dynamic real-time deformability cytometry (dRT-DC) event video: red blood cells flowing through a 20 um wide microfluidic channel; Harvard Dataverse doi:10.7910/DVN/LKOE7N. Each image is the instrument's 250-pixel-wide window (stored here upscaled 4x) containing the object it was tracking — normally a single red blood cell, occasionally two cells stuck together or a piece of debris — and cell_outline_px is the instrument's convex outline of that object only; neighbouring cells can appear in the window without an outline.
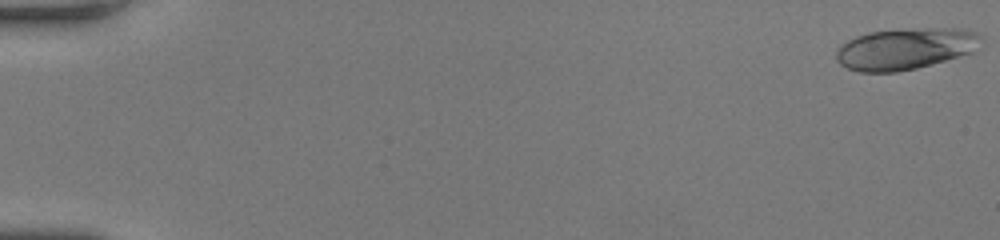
{"species": "human", "species_latin": "Homo sapiens", "temperature_condition": "room temperature", "stored_images_in_passage": 57, "camera_frame_rate_fps": 3000, "um_per_image_px": 0.085, "donor": {"sex": "female"}, "frame": {"image": 1, "passage_image": 1, "time_ms": 0.0, "image_size_px": [1000, 240], "cell_outline_px": [[984, 44], [972, 52], [932, 64], [916, 68], [896, 72], [860, 72], [848, 68], [840, 64], [836, 60], [836, 52], [840, 44], [856, 36], [868, 32], [900, 28], [968, 28], [984, 36]], "centroid_in_image_um": [77.01, 4.12], "position_along_channel_um": 8.0, "area_um2": 35.72}}
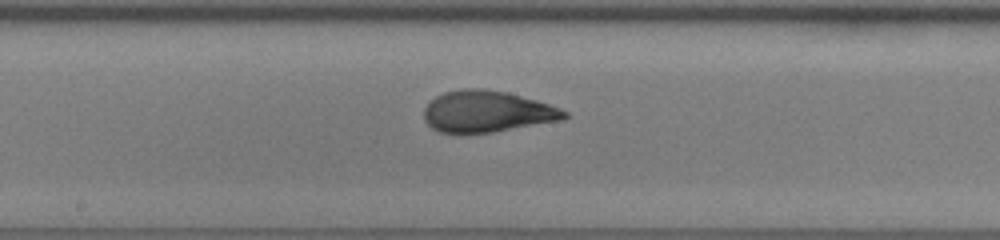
{"frame": {"image": 2, "passage_image": 32, "time_ms": 10.333, "image_size_px": [1000, 240], "cell_outline_px": [[568, 116], [564, 120], [492, 132], [440, 132], [432, 128], [424, 120], [424, 108], [436, 96], [444, 92], [460, 88], [484, 88], [508, 92], [536, 100], [560, 108], [568, 112]], "centroid_in_image_um": [41.42, 9.46], "position_along_channel_um": 206.8, "area_um2": 33.87}}
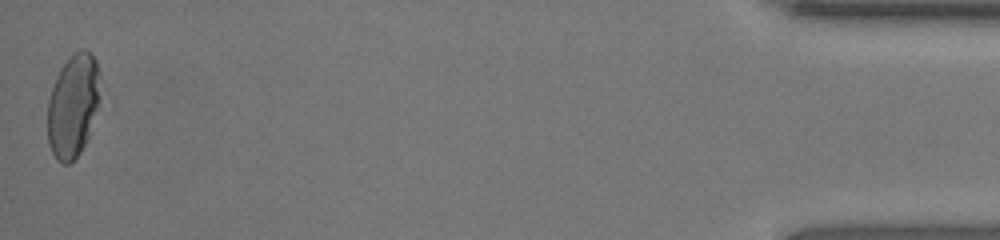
{"frame": {"image": 3, "passage_image": 57, "time_ms": 18.667, "image_size_px": [1000, 240], "cell_outline_px": [[100, 76], [96, 108], [88, 136], [80, 152], [68, 164], [60, 164], [56, 160], [48, 144], [48, 100], [56, 76], [60, 68], [80, 48], [84, 48], [92, 52], [96, 60]], "centroid_in_image_um": [6.19, 8.97], "position_along_channel_um": 429.0, "area_um2": 31.27}, "authors_computed_cell_mechanics": {"area_um2": 33.4662, "velocity_mm_per_s": 3.7121, "shape_relaxation_time_tau1_ms": 5.5573, "shape_relaxation_time_tau2_ms": 0.872, "deformation_change_tau1": 0.1942, "deformation_change_tau2": 0.0766}}